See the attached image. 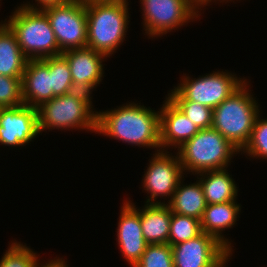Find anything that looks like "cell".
<instances>
[{"label":"cell","mask_w":267,"mask_h":267,"mask_svg":"<svg viewBox=\"0 0 267 267\" xmlns=\"http://www.w3.org/2000/svg\"><path fill=\"white\" fill-rule=\"evenodd\" d=\"M96 132L138 147L160 146V112L138 103L96 112Z\"/></svg>","instance_id":"1"},{"label":"cell","mask_w":267,"mask_h":267,"mask_svg":"<svg viewBox=\"0 0 267 267\" xmlns=\"http://www.w3.org/2000/svg\"><path fill=\"white\" fill-rule=\"evenodd\" d=\"M128 1L85 2L87 46L107 57L124 42L128 20Z\"/></svg>","instance_id":"2"},{"label":"cell","mask_w":267,"mask_h":267,"mask_svg":"<svg viewBox=\"0 0 267 267\" xmlns=\"http://www.w3.org/2000/svg\"><path fill=\"white\" fill-rule=\"evenodd\" d=\"M247 81L213 109L212 128L219 131L241 153L250 140L259 105Z\"/></svg>","instance_id":"3"},{"label":"cell","mask_w":267,"mask_h":267,"mask_svg":"<svg viewBox=\"0 0 267 267\" xmlns=\"http://www.w3.org/2000/svg\"><path fill=\"white\" fill-rule=\"evenodd\" d=\"M4 23L15 34L19 47L28 60L61 55L47 15L41 9L18 6Z\"/></svg>","instance_id":"4"},{"label":"cell","mask_w":267,"mask_h":267,"mask_svg":"<svg viewBox=\"0 0 267 267\" xmlns=\"http://www.w3.org/2000/svg\"><path fill=\"white\" fill-rule=\"evenodd\" d=\"M91 98L87 92L74 90L42 103L37 107L39 132L80 128L96 133L97 111L92 109Z\"/></svg>","instance_id":"5"},{"label":"cell","mask_w":267,"mask_h":267,"mask_svg":"<svg viewBox=\"0 0 267 267\" xmlns=\"http://www.w3.org/2000/svg\"><path fill=\"white\" fill-rule=\"evenodd\" d=\"M239 152L219 131L211 127L200 129L178 148L177 154L184 172L199 174L228 168L231 158Z\"/></svg>","instance_id":"6"},{"label":"cell","mask_w":267,"mask_h":267,"mask_svg":"<svg viewBox=\"0 0 267 267\" xmlns=\"http://www.w3.org/2000/svg\"><path fill=\"white\" fill-rule=\"evenodd\" d=\"M245 81V78H237L228 71H214L197 79L183 75L179 86L174 87L167 96L171 101H193L214 109Z\"/></svg>","instance_id":"7"},{"label":"cell","mask_w":267,"mask_h":267,"mask_svg":"<svg viewBox=\"0 0 267 267\" xmlns=\"http://www.w3.org/2000/svg\"><path fill=\"white\" fill-rule=\"evenodd\" d=\"M41 10L47 15L61 54L87 46L85 1L74 0L67 4L47 6Z\"/></svg>","instance_id":"8"},{"label":"cell","mask_w":267,"mask_h":267,"mask_svg":"<svg viewBox=\"0 0 267 267\" xmlns=\"http://www.w3.org/2000/svg\"><path fill=\"white\" fill-rule=\"evenodd\" d=\"M144 30L149 37L162 36L198 18L200 6L194 0H140Z\"/></svg>","instance_id":"9"},{"label":"cell","mask_w":267,"mask_h":267,"mask_svg":"<svg viewBox=\"0 0 267 267\" xmlns=\"http://www.w3.org/2000/svg\"><path fill=\"white\" fill-rule=\"evenodd\" d=\"M167 150H161L153 154V158L149 161L143 176L142 186L150 194L146 204H165V201L161 202L160 200L159 202L156 199L158 197L166 198V196L171 199L180 180L184 176L182 175L184 170L178 154L172 156V154H168Z\"/></svg>","instance_id":"10"},{"label":"cell","mask_w":267,"mask_h":267,"mask_svg":"<svg viewBox=\"0 0 267 267\" xmlns=\"http://www.w3.org/2000/svg\"><path fill=\"white\" fill-rule=\"evenodd\" d=\"M171 248L174 267H224L232 255L214 236L205 232Z\"/></svg>","instance_id":"11"},{"label":"cell","mask_w":267,"mask_h":267,"mask_svg":"<svg viewBox=\"0 0 267 267\" xmlns=\"http://www.w3.org/2000/svg\"><path fill=\"white\" fill-rule=\"evenodd\" d=\"M40 134L37 108L22 104L0 108V143L7 146H24Z\"/></svg>","instance_id":"12"},{"label":"cell","mask_w":267,"mask_h":267,"mask_svg":"<svg viewBox=\"0 0 267 267\" xmlns=\"http://www.w3.org/2000/svg\"><path fill=\"white\" fill-rule=\"evenodd\" d=\"M61 55L69 64L74 89L91 95L94 88L102 82V62L107 56L88 47L68 50Z\"/></svg>","instance_id":"13"},{"label":"cell","mask_w":267,"mask_h":267,"mask_svg":"<svg viewBox=\"0 0 267 267\" xmlns=\"http://www.w3.org/2000/svg\"><path fill=\"white\" fill-rule=\"evenodd\" d=\"M117 229V241L122 252L131 267L140 260L148 243L143 237L140 223V209L130 201H125L121 207Z\"/></svg>","instance_id":"14"},{"label":"cell","mask_w":267,"mask_h":267,"mask_svg":"<svg viewBox=\"0 0 267 267\" xmlns=\"http://www.w3.org/2000/svg\"><path fill=\"white\" fill-rule=\"evenodd\" d=\"M162 105L159 111L161 150L170 146L179 148L200 129L167 96Z\"/></svg>","instance_id":"15"},{"label":"cell","mask_w":267,"mask_h":267,"mask_svg":"<svg viewBox=\"0 0 267 267\" xmlns=\"http://www.w3.org/2000/svg\"><path fill=\"white\" fill-rule=\"evenodd\" d=\"M24 104L37 108L54 98L49 57L41 60H28L21 79Z\"/></svg>","instance_id":"16"},{"label":"cell","mask_w":267,"mask_h":267,"mask_svg":"<svg viewBox=\"0 0 267 267\" xmlns=\"http://www.w3.org/2000/svg\"><path fill=\"white\" fill-rule=\"evenodd\" d=\"M240 210V204H237L236 201L210 204L206 206L200 220L202 232L214 236L231 253L233 246L229 239L224 238L222 231L235 225Z\"/></svg>","instance_id":"17"},{"label":"cell","mask_w":267,"mask_h":267,"mask_svg":"<svg viewBox=\"0 0 267 267\" xmlns=\"http://www.w3.org/2000/svg\"><path fill=\"white\" fill-rule=\"evenodd\" d=\"M172 212L165 204H145L140 209L143 237L148 244H168Z\"/></svg>","instance_id":"18"},{"label":"cell","mask_w":267,"mask_h":267,"mask_svg":"<svg viewBox=\"0 0 267 267\" xmlns=\"http://www.w3.org/2000/svg\"><path fill=\"white\" fill-rule=\"evenodd\" d=\"M181 182L180 180L172 198L168 200L170 211L201 220L207 206L201 183L199 180L189 185H183Z\"/></svg>","instance_id":"19"},{"label":"cell","mask_w":267,"mask_h":267,"mask_svg":"<svg viewBox=\"0 0 267 267\" xmlns=\"http://www.w3.org/2000/svg\"><path fill=\"white\" fill-rule=\"evenodd\" d=\"M227 171L225 168L199 173L201 177L198 179L202 185L207 205L236 201L237 184Z\"/></svg>","instance_id":"20"},{"label":"cell","mask_w":267,"mask_h":267,"mask_svg":"<svg viewBox=\"0 0 267 267\" xmlns=\"http://www.w3.org/2000/svg\"><path fill=\"white\" fill-rule=\"evenodd\" d=\"M27 61L15 34L0 22V75L22 77Z\"/></svg>","instance_id":"21"},{"label":"cell","mask_w":267,"mask_h":267,"mask_svg":"<svg viewBox=\"0 0 267 267\" xmlns=\"http://www.w3.org/2000/svg\"><path fill=\"white\" fill-rule=\"evenodd\" d=\"M201 233L200 220L172 212L168 239L170 246L193 239Z\"/></svg>","instance_id":"22"},{"label":"cell","mask_w":267,"mask_h":267,"mask_svg":"<svg viewBox=\"0 0 267 267\" xmlns=\"http://www.w3.org/2000/svg\"><path fill=\"white\" fill-rule=\"evenodd\" d=\"M49 72L55 97L75 90L69 64L62 55L49 57Z\"/></svg>","instance_id":"23"},{"label":"cell","mask_w":267,"mask_h":267,"mask_svg":"<svg viewBox=\"0 0 267 267\" xmlns=\"http://www.w3.org/2000/svg\"><path fill=\"white\" fill-rule=\"evenodd\" d=\"M20 243H11L0 260V267H38L37 253Z\"/></svg>","instance_id":"24"},{"label":"cell","mask_w":267,"mask_h":267,"mask_svg":"<svg viewBox=\"0 0 267 267\" xmlns=\"http://www.w3.org/2000/svg\"><path fill=\"white\" fill-rule=\"evenodd\" d=\"M134 267H174L169 244H148Z\"/></svg>","instance_id":"25"},{"label":"cell","mask_w":267,"mask_h":267,"mask_svg":"<svg viewBox=\"0 0 267 267\" xmlns=\"http://www.w3.org/2000/svg\"><path fill=\"white\" fill-rule=\"evenodd\" d=\"M260 114L255 120L254 127L249 142L242 150L247 156L252 158L267 159V119H259Z\"/></svg>","instance_id":"26"},{"label":"cell","mask_w":267,"mask_h":267,"mask_svg":"<svg viewBox=\"0 0 267 267\" xmlns=\"http://www.w3.org/2000/svg\"><path fill=\"white\" fill-rule=\"evenodd\" d=\"M22 77L0 75V108H12L22 104Z\"/></svg>","instance_id":"27"},{"label":"cell","mask_w":267,"mask_h":267,"mask_svg":"<svg viewBox=\"0 0 267 267\" xmlns=\"http://www.w3.org/2000/svg\"><path fill=\"white\" fill-rule=\"evenodd\" d=\"M199 129L212 127L213 109L193 101H172Z\"/></svg>","instance_id":"28"},{"label":"cell","mask_w":267,"mask_h":267,"mask_svg":"<svg viewBox=\"0 0 267 267\" xmlns=\"http://www.w3.org/2000/svg\"><path fill=\"white\" fill-rule=\"evenodd\" d=\"M74 0H35L37 2V6H33L29 2L26 4L21 5L22 7L29 8V9H43L47 6H52V5H62V4H67L70 3ZM40 4V6H39Z\"/></svg>","instance_id":"29"},{"label":"cell","mask_w":267,"mask_h":267,"mask_svg":"<svg viewBox=\"0 0 267 267\" xmlns=\"http://www.w3.org/2000/svg\"><path fill=\"white\" fill-rule=\"evenodd\" d=\"M38 267H68V264H66L65 259L63 258H54V260H48L45 265L41 264V266L38 265Z\"/></svg>","instance_id":"30"},{"label":"cell","mask_w":267,"mask_h":267,"mask_svg":"<svg viewBox=\"0 0 267 267\" xmlns=\"http://www.w3.org/2000/svg\"><path fill=\"white\" fill-rule=\"evenodd\" d=\"M199 6L200 8L203 7L204 5L206 6L207 4H209L210 2H212L213 0H194ZM216 1V0H214Z\"/></svg>","instance_id":"31"},{"label":"cell","mask_w":267,"mask_h":267,"mask_svg":"<svg viewBox=\"0 0 267 267\" xmlns=\"http://www.w3.org/2000/svg\"><path fill=\"white\" fill-rule=\"evenodd\" d=\"M85 2H92V1H127V0H83Z\"/></svg>","instance_id":"32"}]
</instances>
